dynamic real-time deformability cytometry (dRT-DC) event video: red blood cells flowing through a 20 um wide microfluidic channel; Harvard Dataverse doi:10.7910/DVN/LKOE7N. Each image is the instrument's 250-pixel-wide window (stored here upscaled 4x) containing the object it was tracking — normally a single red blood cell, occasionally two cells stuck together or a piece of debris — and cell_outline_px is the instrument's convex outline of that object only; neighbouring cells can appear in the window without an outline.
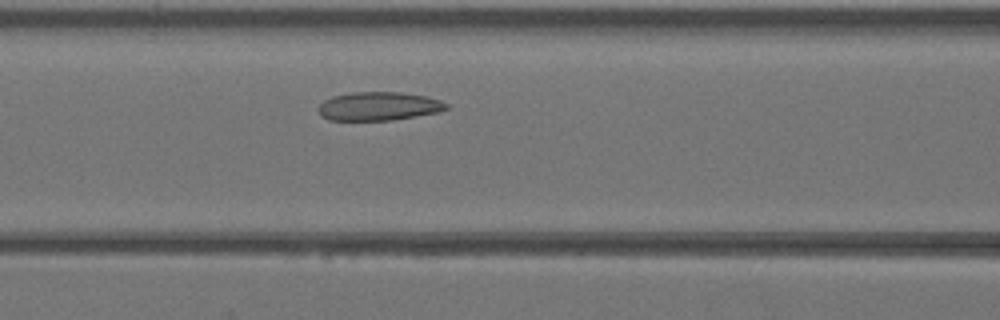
{"species": "Egyptian fruit bat (a non-hibernating species)", "species_latin": "Rousettus aegyptiacus", "temperature_condition": "warm", "stored_images_in_passage": 33, "camera_frame_rate_fps": 3000, "um_per_image_px": 0.085, "animal": {"sex": "female"}, "frame": {"image": 1, "passage_image": 9, "time_ms": 2.667, "image_size_px": [1000, 320], "cell_outline_px": [[448, 108], [440, 112], [392, 120], [328, 120], [320, 116], [316, 108], [324, 100], [332, 96], [352, 92], [400, 92], [428, 96], [440, 100], [448, 104]], "centroid_in_image_um": [32.17, 9.03], "position_along_channel_um": 134.4, "area_um2": 21.56}}
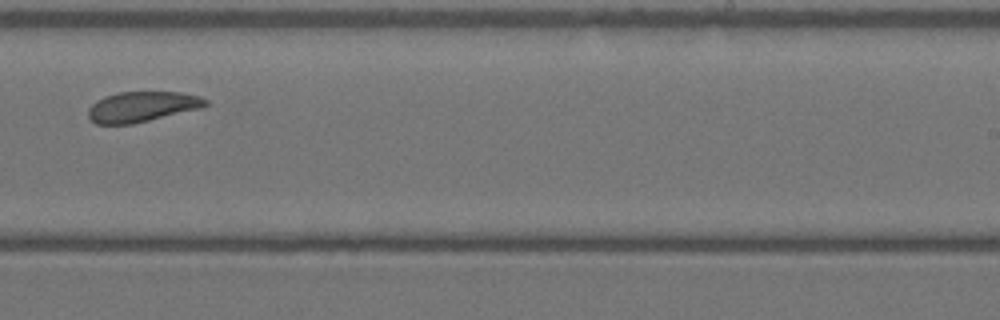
{"frame": {"image": 2, "passage_image": 18, "time_ms": 5.667, "image_size_px": [1000, 320], "cell_outline_px": [[208, 104], [204, 108], [132, 124], [96, 124], [88, 116], [88, 108], [96, 100], [104, 96], [120, 92], [180, 92], [200, 96], [208, 100]], "centroid_in_image_um": [12.1, 9.07], "position_along_channel_um": 276.9, "area_um2": 20.92}}
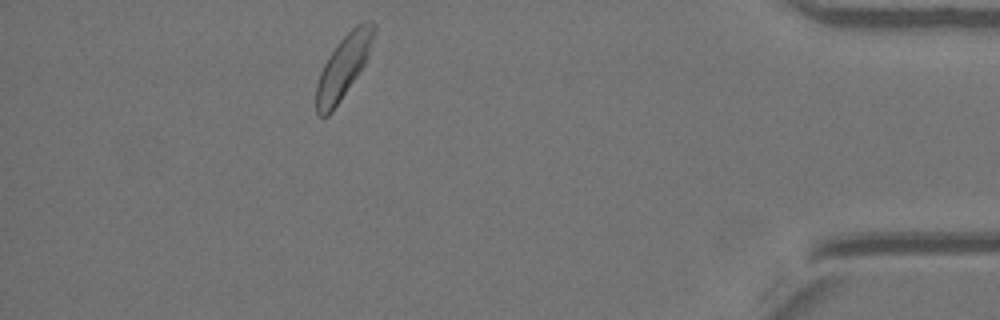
{"frame": {"image": 3, "passage_image": 29, "time_ms": 9.333, "image_size_px": [1000, 320], "cell_outline_px": [[376, 28], [368, 56], [364, 64], [332, 112], [328, 116], [320, 116], [316, 112], [316, 84], [320, 72], [328, 56], [340, 40], [356, 24], [368, 20], [372, 20], [376, 24]], "centroid_in_image_um": [29.19, 5.64], "position_along_channel_um": 406.0, "area_um2": 20.87}}